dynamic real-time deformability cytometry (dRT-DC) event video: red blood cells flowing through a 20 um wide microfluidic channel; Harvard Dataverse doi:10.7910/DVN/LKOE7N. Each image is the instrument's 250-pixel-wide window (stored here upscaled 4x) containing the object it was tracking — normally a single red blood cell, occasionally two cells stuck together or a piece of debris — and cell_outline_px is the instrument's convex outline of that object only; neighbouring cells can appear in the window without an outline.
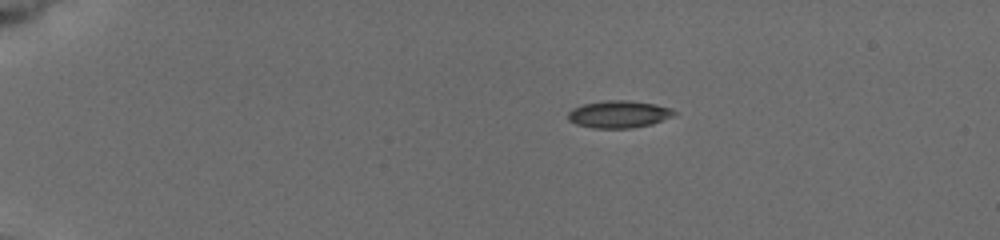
{"species": "common noctule bat (a hibernating species)", "species_latin": "Nyctalus noctula", "temperature_condition": "cold", "stored_images_in_passage": 3, "camera_frame_rate_fps": 3000, "um_per_image_px": 0.085, "animal": {"sex": "female", "body_mass_g": 19.5, "forearm_length_mm": 54.1}, "frame": {"image": 1, "passage_image": 1, "time_ms": 0.0, "image_size_px": [1000, 240], "cell_outline_px": [[676, 116], [652, 124], [632, 128], [592, 128], [576, 124], [568, 120], [568, 112], [572, 108], [584, 104], [608, 100], [628, 100], [656, 104], [672, 108], [676, 112]], "centroid_in_image_um": [52.64, 9.71], "position_along_channel_um": 32.4, "area_um2": 17.05}}